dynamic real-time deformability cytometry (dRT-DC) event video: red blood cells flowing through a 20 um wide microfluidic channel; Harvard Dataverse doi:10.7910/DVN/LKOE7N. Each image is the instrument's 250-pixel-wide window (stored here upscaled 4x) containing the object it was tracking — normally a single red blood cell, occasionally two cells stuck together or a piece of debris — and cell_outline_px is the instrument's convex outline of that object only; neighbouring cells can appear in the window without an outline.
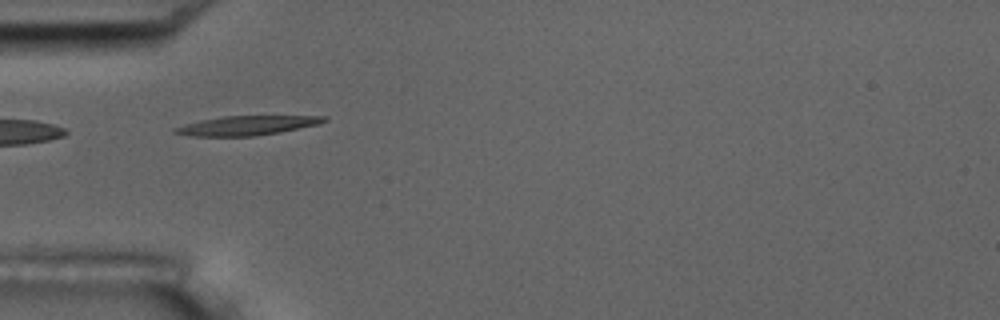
{"species": "common noctule bat (a hibernating species)", "species_latin": "Nyctalus noctula", "temperature_condition": "room temperature", "stored_images_in_passage": 6, "segment_of_instrument_passage": [2, 2], "camera_frame_rate_fps": 3000, "um_per_image_px": 0.085, "animal": {"sex": "male", "body_mass_g": 17.5, "forearm_length_mm": 52.3}, "frame": {"image": 1, "passage_image": 6, "time_ms": 5.667, "image_size_px": [1000, 320], "cell_outline_px": [[328, 120], [320, 124], [280, 132], [256, 136], [192, 136], [172, 132], [172, 128], [184, 124], [200, 120], [224, 116], [328, 116]], "centroid_in_image_um": [20.99, 10.66], "position_along_channel_um": 64.0, "area_um2": 16.88}}